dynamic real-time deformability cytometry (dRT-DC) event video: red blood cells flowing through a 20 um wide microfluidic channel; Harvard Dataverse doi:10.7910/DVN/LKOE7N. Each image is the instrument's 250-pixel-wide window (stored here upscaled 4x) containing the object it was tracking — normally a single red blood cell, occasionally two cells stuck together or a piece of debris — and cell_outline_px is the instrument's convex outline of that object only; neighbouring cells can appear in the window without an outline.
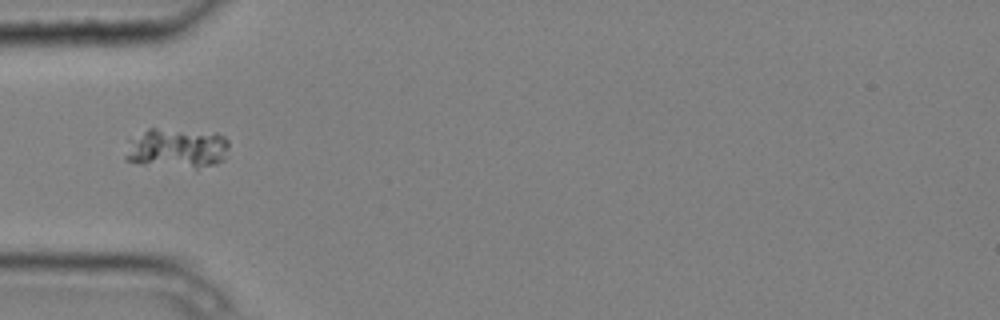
{"species": "common noctule bat (a hibernating species)", "species_latin": "Nyctalus noctula", "temperature_condition": "cold", "stored_images_in_passage": 2, "camera_frame_rate_fps": 3000, "um_per_image_px": 0.085, "animal": {"sex": "male", "body_mass_g": 20.4}, "frame": {"image": 1, "passage_image": 1, "time_ms": 0.0, "image_size_px": [1000, 320], "cell_outline_px": [[228, 148], [224, 160], [216, 164], [196, 172], [144, 164], [124, 160], [124, 156], [128, 140], [148, 128], [156, 128], [216, 132], [224, 136], [228, 140]], "centroid_in_image_um": [15.06, 12.65], "position_along_channel_um": 69.9, "area_um2": 25.49}}